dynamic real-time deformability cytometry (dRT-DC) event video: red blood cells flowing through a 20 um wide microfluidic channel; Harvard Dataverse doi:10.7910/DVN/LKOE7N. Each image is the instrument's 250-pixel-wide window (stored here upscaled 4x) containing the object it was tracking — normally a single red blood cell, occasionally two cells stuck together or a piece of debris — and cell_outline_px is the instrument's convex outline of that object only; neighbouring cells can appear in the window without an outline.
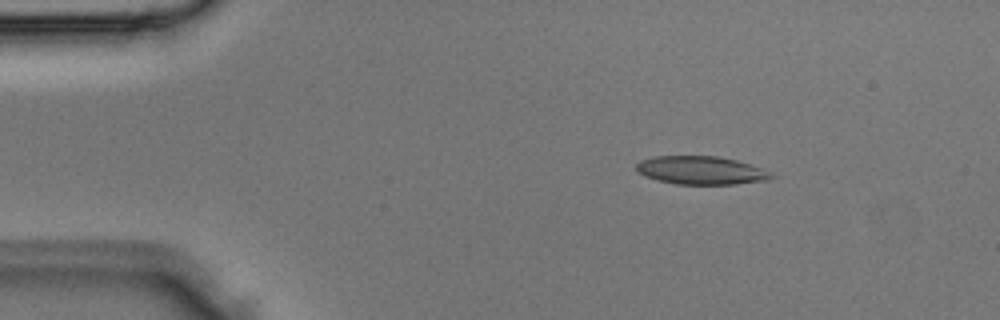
{"species": "Egyptian fruit bat (a non-hibernating species)", "species_latin": "Rousettus aegyptiacus", "temperature_condition": "room temperature", "stored_images_in_passage": 4, "segment_of_instrument_passage": [2, 2], "camera_frame_rate_fps": 3000, "um_per_image_px": 0.085, "animal": {"sex": "male"}, "frame": {"image": 1, "passage_image": 4, "time_ms": 1.0, "image_size_px": [1000, 320], "cell_outline_px": [[776, 176], [768, 180], [732, 184], [676, 184], [644, 176], [636, 168], [636, 164], [640, 160], [652, 156], [720, 156], [736, 160], [760, 168]], "centroid_in_image_um": [59.56, 14.47], "position_along_channel_um": 25.4, "area_um2": 22.02}}